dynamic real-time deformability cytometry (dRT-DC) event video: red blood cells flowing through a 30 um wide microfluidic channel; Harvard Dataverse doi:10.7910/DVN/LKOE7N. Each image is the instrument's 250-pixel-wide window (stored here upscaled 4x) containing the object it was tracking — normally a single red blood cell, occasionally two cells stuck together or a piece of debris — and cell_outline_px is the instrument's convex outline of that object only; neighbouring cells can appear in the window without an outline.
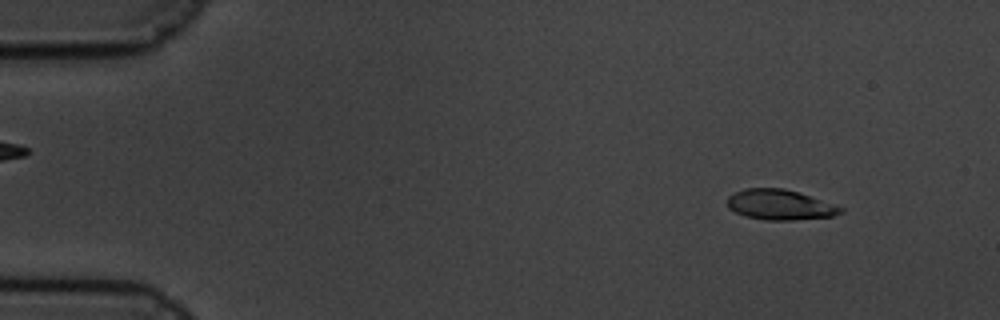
{"species": "common noctule bat (a hibernating species)", "species_latin": "Nyctalus noctula", "temperature_condition": "cold", "stored_images_in_passage": 59, "camera_frame_rate_fps": 3000, "um_per_image_px": 0.085, "animal": {"sex": "male", "body_mass_g": 19.5, "forearm_length_mm": 54.6}, "frame": {"image": 1, "passage_image": 5, "time_ms": 1.333, "image_size_px": [1000, 320], "cell_outline_px": [[844, 212], [832, 216], [792, 220], [764, 220], [748, 216], [736, 212], [728, 208], [728, 196], [744, 188], [784, 188], [844, 208]], "centroid_in_image_um": [66.27, 17.41], "position_along_channel_um": 18.7, "area_um2": 19.59}}
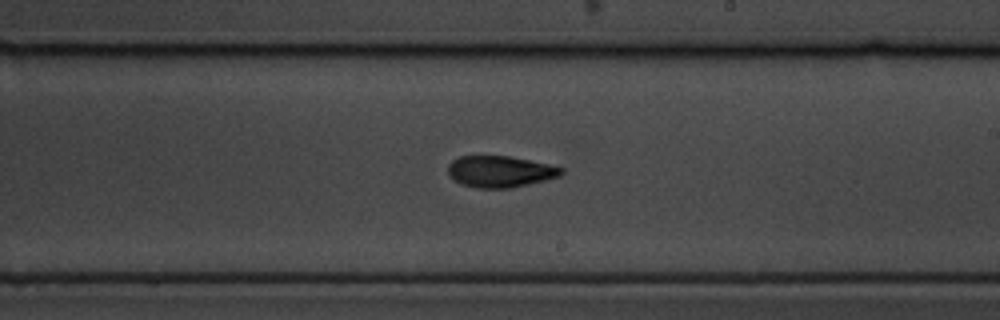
{"frame": {"image": 2, "passage_image": 34, "time_ms": 11.0, "image_size_px": [1000, 320], "cell_outline_px": [[564, 172], [560, 176], [512, 188], [476, 188], [460, 184], [448, 176], [448, 164], [452, 160], [460, 156], [508, 156], [552, 164], [564, 168]], "centroid_in_image_um": [42.5, 14.58], "position_along_channel_um": 246.5, "area_um2": 20.98}}
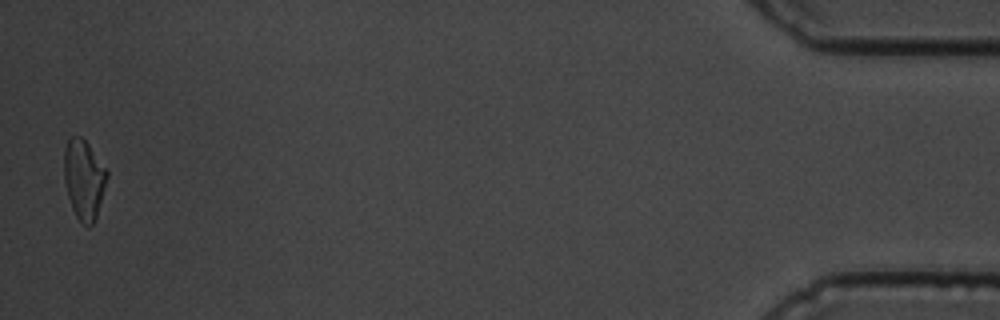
{"frame": {"image": 3, "passage_image": 58, "time_ms": 19.0, "image_size_px": [1000, 320], "cell_outline_px": [[108, 176], [96, 216], [92, 224], [88, 228], [76, 216], [72, 208], [68, 196], [64, 180], [64, 148], [68, 140], [72, 136], [80, 136], [88, 144], [108, 172]], "centroid_in_image_um": [7.11, 15.23], "position_along_channel_um": 428.1, "area_um2": 19.59}, "authors_computed_cell_mechanics": {"area_um2": 20.6924, "velocity_mm_per_s": 3.3582, "shape_relaxation_time_tau1_ms": 5.4965, "shape_relaxation_time_tau2_ms": 2.3, "deformation_change_tau1": 0.1656, "deformation_change_tau2": 0.0694}}